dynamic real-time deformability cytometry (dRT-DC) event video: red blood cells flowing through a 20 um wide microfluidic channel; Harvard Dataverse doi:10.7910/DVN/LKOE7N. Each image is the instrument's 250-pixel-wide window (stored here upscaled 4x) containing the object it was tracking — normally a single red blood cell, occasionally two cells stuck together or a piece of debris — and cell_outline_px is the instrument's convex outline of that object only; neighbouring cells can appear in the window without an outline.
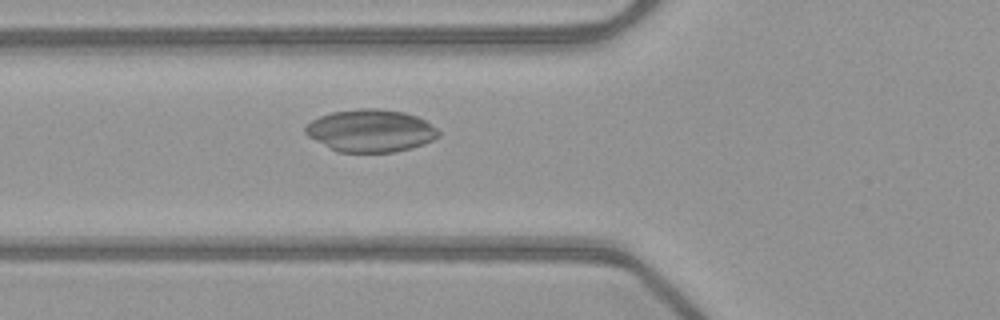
{"species": "common noctule bat (a hibernating species)", "species_latin": "Nyctalus noctula", "temperature_condition": "warm", "stored_images_in_passage": 42, "camera_frame_rate_fps": 3000, "um_per_image_px": 0.085, "animal": {"sex": "female", "body_mass_g": 21.9}, "frame": {"image": 1, "passage_image": 10, "time_ms": 3.0, "image_size_px": [1000, 320], "cell_outline_px": [[440, 136], [424, 144], [412, 148], [392, 152], [336, 152], [328, 148], [308, 136], [304, 132], [304, 128], [312, 120], [320, 116], [332, 112], [360, 108], [376, 108], [404, 112], [416, 116], [424, 120], [436, 128], [440, 132]], "centroid_in_image_um": [31.49, 11.11], "position_along_channel_um": 94.3, "area_um2": 33.0}}
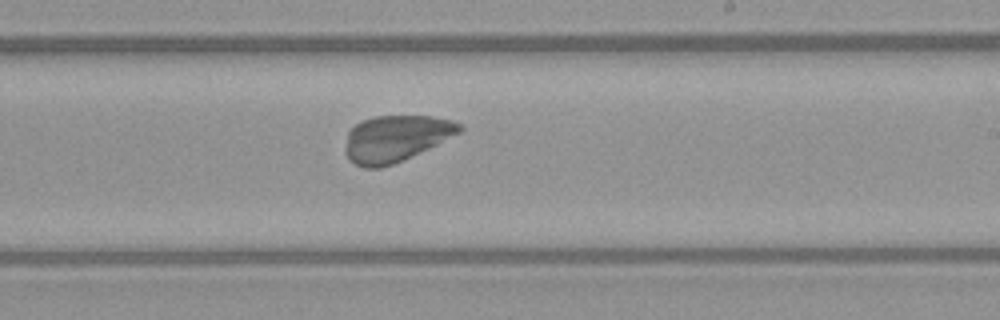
{"frame": {"image": 2, "passage_image": 22, "time_ms": 7.0, "image_size_px": [1000, 320], "cell_outline_px": [[464, 128], [460, 132], [428, 148], [392, 164], [380, 168], [364, 168], [348, 160], [344, 152], [344, 148], [348, 132], [356, 124], [364, 120], [376, 116], [432, 116], [452, 120], [460, 124]], "centroid_in_image_um": [33.6, 11.77], "position_along_channel_um": 255.4, "area_um2": 30.58}}
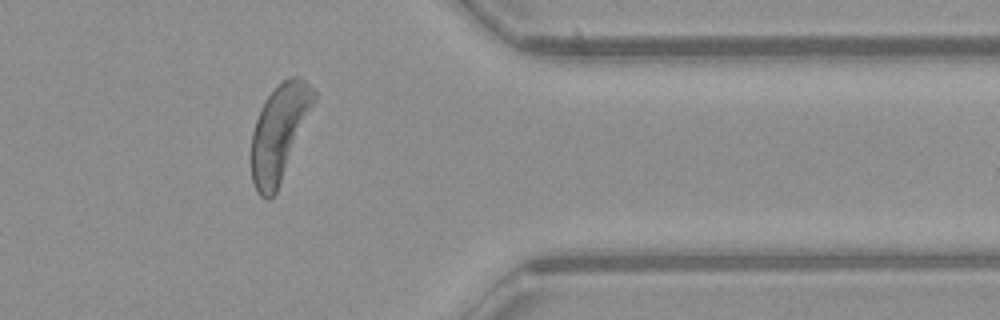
{"frame": {"image": 3, "passage_image": 33, "time_ms": 10.667, "image_size_px": [1000, 320], "cell_outline_px": [[316, 100], [276, 192], [268, 200], [264, 200], [260, 196], [252, 180], [252, 132], [260, 108], [264, 100], [276, 84], [292, 76], [296, 76], [304, 80], [316, 92]], "centroid_in_image_um": [23.73, 11.23], "position_along_channel_um": 387.7, "area_um2": 34.56}}